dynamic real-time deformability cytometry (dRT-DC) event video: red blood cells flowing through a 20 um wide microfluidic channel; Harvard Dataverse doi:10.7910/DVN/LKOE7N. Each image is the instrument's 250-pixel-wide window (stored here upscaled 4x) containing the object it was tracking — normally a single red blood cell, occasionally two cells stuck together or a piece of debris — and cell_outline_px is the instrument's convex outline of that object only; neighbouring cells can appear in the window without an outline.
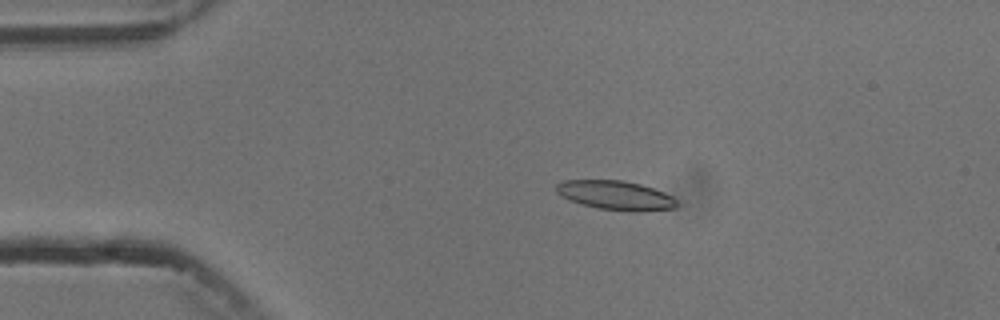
{"species": "common noctule bat (a hibernating species)", "species_latin": "Nyctalus noctula", "temperature_condition": "cold", "stored_images_in_passage": 4, "camera_frame_rate_fps": 3000, "um_per_image_px": 0.085, "animal": {"sex": "male", "body_mass_g": 13.3}, "frame": {"image": 1, "passage_image": 2, "time_ms": 1.333, "image_size_px": [1000, 320], "cell_outline_px": [[676, 208], [640, 212], [628, 212], [596, 208], [568, 200], [556, 192], [556, 184], [564, 180], [624, 180], [640, 184], [664, 192], [672, 196], [676, 200]], "centroid_in_image_um": [52.32, 16.61], "position_along_channel_um": 32.7, "area_um2": 20.69}}
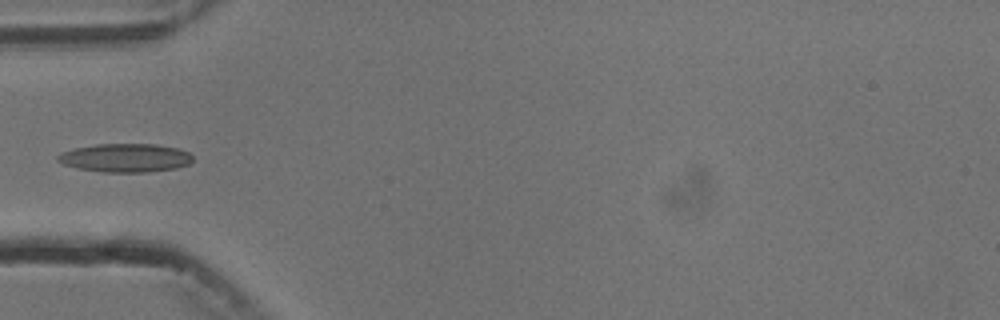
{"frame": {"image": 2, "passage_image": 4, "time_ms": 3.667, "image_size_px": [1000, 320], "cell_outline_px": [[192, 160], [188, 164], [176, 168], [148, 172], [100, 172], [76, 168], [64, 164], [56, 160], [56, 156], [60, 152], [76, 148], [96, 144], [156, 144], [176, 148], [188, 152], [192, 156]], "centroid_in_image_um": [10.62, 13.42], "position_along_channel_um": 74.4, "area_um2": 22.48}}